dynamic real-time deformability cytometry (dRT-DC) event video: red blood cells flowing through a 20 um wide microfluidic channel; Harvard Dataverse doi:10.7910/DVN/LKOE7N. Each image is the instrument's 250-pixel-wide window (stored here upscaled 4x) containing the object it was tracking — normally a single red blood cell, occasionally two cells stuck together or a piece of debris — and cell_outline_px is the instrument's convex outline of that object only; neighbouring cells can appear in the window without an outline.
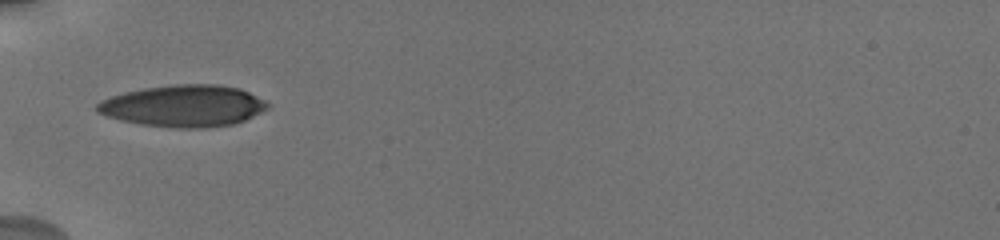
{"species": "human", "species_latin": "Homo sapiens", "temperature_condition": "cold", "stored_images_in_passage": 18, "camera_frame_rate_fps": 3000, "um_per_image_px": 0.085, "donor": {"sex": "male"}, "frame": {"image": 1, "passage_image": 1, "time_ms": 0.0, "image_size_px": [1000, 240], "cell_outline_px": [[268, 108], [244, 120], [232, 124], [208, 128], [172, 128], [144, 124], [120, 120], [96, 112], [96, 104], [100, 100], [124, 92], [144, 88], [176, 84], [216, 84], [240, 88], [264, 100], [268, 104]], "centroid_in_image_um": [15.58, 9.0], "position_along_channel_um": 69.4, "area_um2": 41.33}}
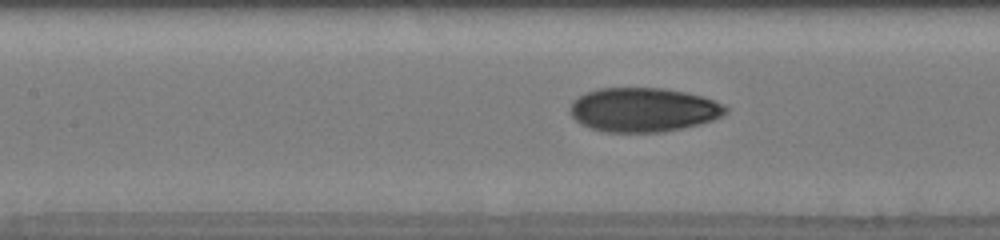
{"frame": {"image": 2, "passage_image": 12, "time_ms": 2.333, "image_size_px": [1000, 240], "cell_outline_px": [[728, 112], [724, 116], [700, 124], [660, 132], [608, 132], [592, 128], [576, 120], [572, 116], [572, 100], [576, 96], [584, 92], [600, 88], [664, 88], [704, 96], [724, 104], [728, 108]], "centroid_in_image_um": [54.72, 9.32], "position_along_channel_um": 152.7, "area_um2": 40.0}}
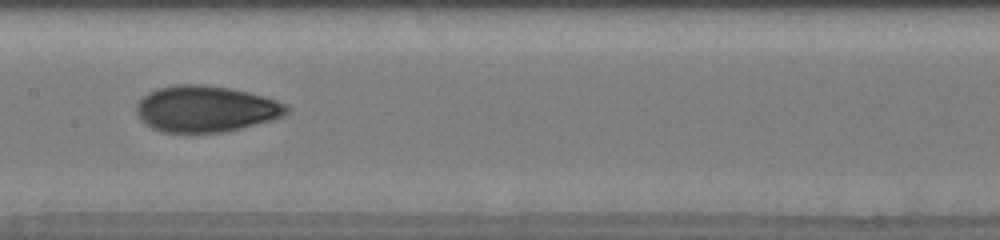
{"frame": {"image": 3, "passage_image": 17, "time_ms": 3.333, "image_size_px": [1000, 240], "cell_outline_px": [[292, 108], [284, 116], [272, 120], [224, 132], [164, 132], [152, 128], [144, 124], [140, 120], [136, 112], [136, 104], [148, 92], [156, 88], [176, 84], [204, 84], [228, 88], [248, 92], [264, 96], [288, 104]], "centroid_in_image_um": [17.49, 9.25], "position_along_channel_um": 189.9, "area_um2": 40.75}}